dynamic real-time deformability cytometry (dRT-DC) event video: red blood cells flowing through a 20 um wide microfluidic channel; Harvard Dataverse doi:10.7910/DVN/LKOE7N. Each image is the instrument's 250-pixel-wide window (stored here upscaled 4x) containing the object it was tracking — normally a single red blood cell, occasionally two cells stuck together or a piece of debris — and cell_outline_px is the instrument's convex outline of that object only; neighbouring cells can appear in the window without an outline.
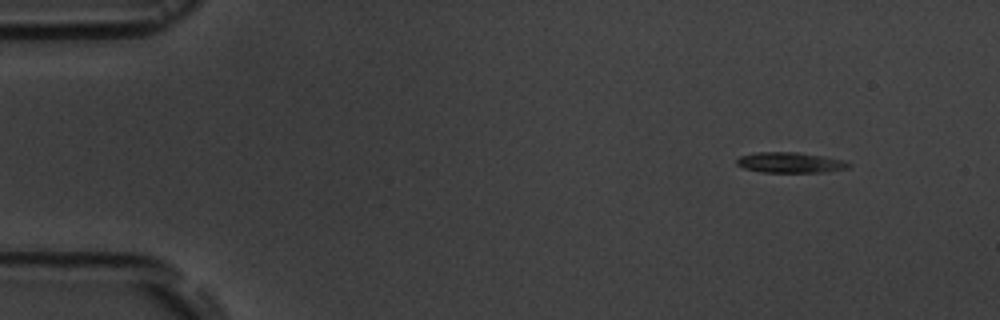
{"species": "common noctule bat (a hibernating species)", "species_latin": "Nyctalus noctula", "temperature_condition": "room temperature", "stored_images_in_passage": 4, "camera_frame_rate_fps": 3000, "um_per_image_px": 0.085, "animal": {"sex": "male", "body_mass_g": 19.5, "forearm_length_mm": 54.6}, "frame": {"image": 1, "passage_image": 1, "time_ms": 0.0, "image_size_px": [1000, 320], "cell_outline_px": [[852, 164], [848, 168], [824, 172], [764, 172], [744, 168], [736, 164], [736, 160], [740, 156], [756, 152], [796, 152], [844, 160]], "centroid_in_image_um": [67.16, 13.82], "position_along_channel_um": 17.8, "area_um2": 13.24}}
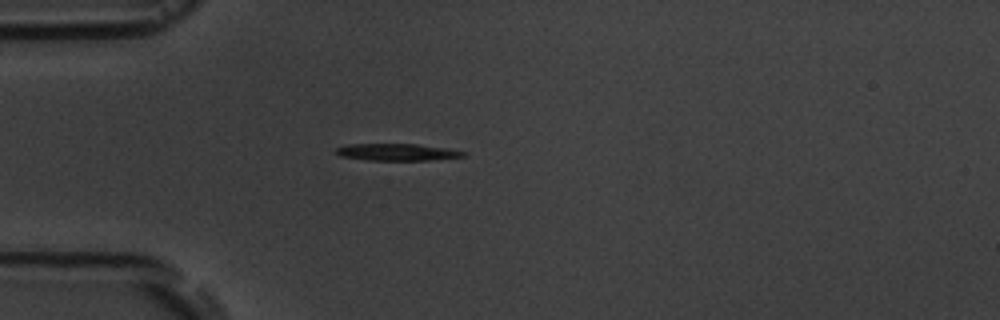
{"frame": {"image": 2, "passage_image": 4, "time_ms": 3.333, "image_size_px": [1000, 320], "cell_outline_px": [[468, 152], [464, 156], [428, 160], [368, 160], [340, 156], [336, 152], [336, 148], [348, 144], [416, 144], [448, 148]], "centroid_in_image_um": [33.76, 12.92], "position_along_channel_um": 51.2, "area_um2": 12.48}}